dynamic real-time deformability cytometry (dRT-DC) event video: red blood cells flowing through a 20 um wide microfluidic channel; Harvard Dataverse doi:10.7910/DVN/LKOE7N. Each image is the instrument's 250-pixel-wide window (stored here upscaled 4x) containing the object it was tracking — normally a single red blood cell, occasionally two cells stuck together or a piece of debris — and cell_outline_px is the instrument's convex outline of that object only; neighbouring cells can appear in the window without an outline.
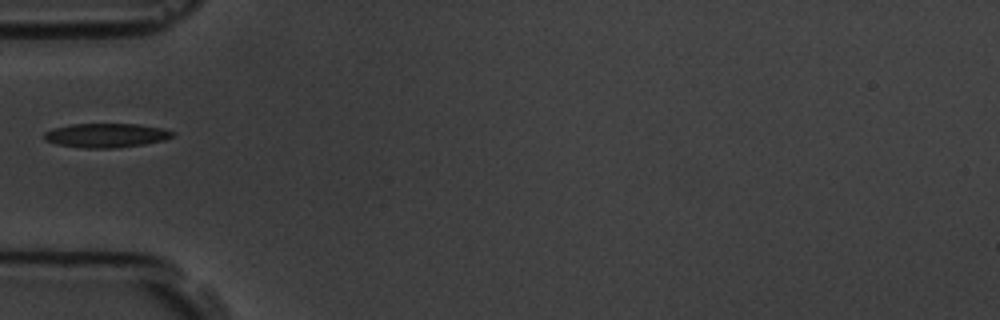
{"species": "common noctule bat (a hibernating species)", "species_latin": "Nyctalus noctula", "temperature_condition": "room temperature", "stored_images_in_passage": 3, "camera_frame_rate_fps": 3000, "um_per_image_px": 0.085, "animal": {"sex": "male", "body_mass_g": 19.5, "forearm_length_mm": 54.6}, "frame": {"image": 1, "passage_image": 1, "time_ms": 0.0, "image_size_px": [1000, 320], "cell_outline_px": [[176, 136], [164, 140], [144, 144], [112, 148], [84, 148], [56, 144], [44, 140], [44, 132], [52, 128], [68, 124], [136, 124], [160, 128], [176, 132]], "centroid_in_image_um": [9.0, 11.5], "position_along_channel_um": 76.0, "area_um2": 18.15}}
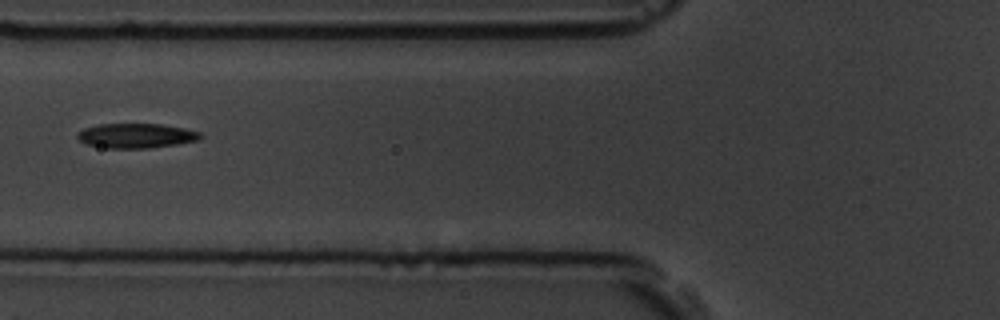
{"frame": {"image": 2, "passage_image": 2, "time_ms": 1.0, "image_size_px": [1000, 320], "cell_outline_px": [[200, 140], [176, 144], [148, 148], [108, 148], [84, 144], [76, 136], [76, 132], [84, 128], [100, 124], [160, 124], [184, 128], [200, 132]], "centroid_in_image_um": [11.53, 11.53], "position_along_channel_um": 114.3, "area_um2": 17.63}}
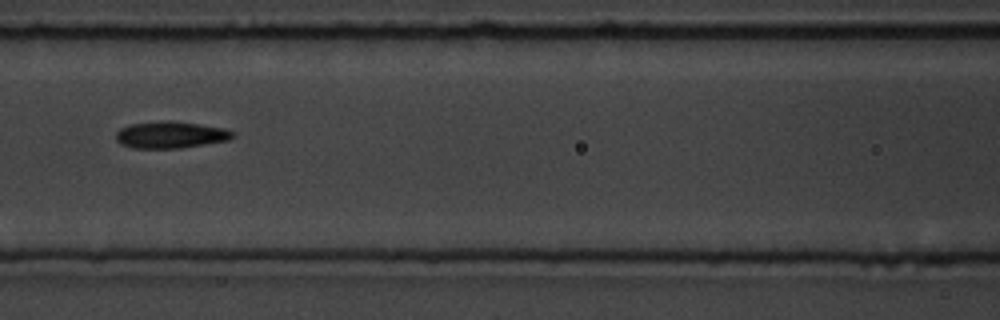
{"frame": {"image": 3, "passage_image": 3, "time_ms": 2.0, "image_size_px": [1000, 320], "cell_outline_px": [[236, 136], [228, 140], [180, 148], [132, 148], [120, 144], [116, 140], [116, 132], [120, 128], [132, 124], [164, 120], [168, 120], [200, 124], [224, 128], [236, 132]], "centroid_in_image_um": [14.51, 11.46], "position_along_channel_um": 152.1, "area_um2": 18.32}}